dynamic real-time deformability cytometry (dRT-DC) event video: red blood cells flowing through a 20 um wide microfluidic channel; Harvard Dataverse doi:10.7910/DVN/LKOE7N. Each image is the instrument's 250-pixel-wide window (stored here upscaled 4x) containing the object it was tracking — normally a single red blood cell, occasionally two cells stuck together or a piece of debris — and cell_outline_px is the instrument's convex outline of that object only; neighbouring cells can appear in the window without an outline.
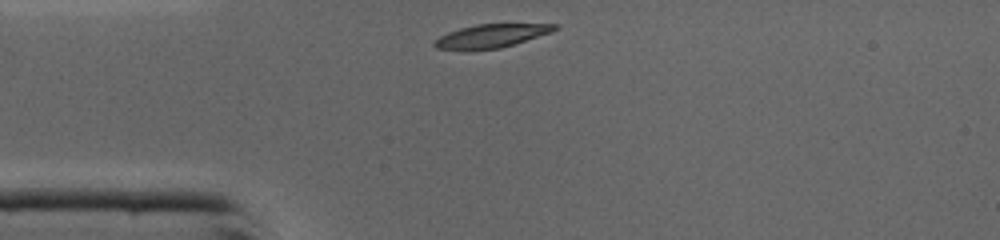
{"species": "common noctule bat (a hibernating species)", "species_latin": "Nyctalus noctula", "temperature_condition": "cold", "stored_images_in_passage": 26, "camera_frame_rate_fps": 3000, "um_per_image_px": 0.085, "animal": {"sex": "male", "body_mass_g": 19.0, "forearm_length_mm": 50.8}, "frame": {"image": 1, "passage_image": 1, "time_ms": 0.0, "image_size_px": [1000, 240], "cell_outline_px": [[560, 28], [552, 32], [500, 48], [436, 48], [432, 44], [440, 36], [448, 32], [460, 28], [476, 24], [560, 24]], "centroid_in_image_um": [41.84, 3.01], "position_along_channel_um": 43.2, "area_um2": 15.84}}
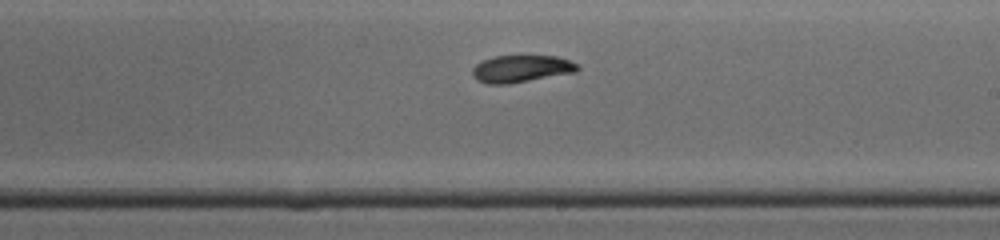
{"frame": {"image": 2, "passage_image": 16, "time_ms": 5.0, "image_size_px": [1000, 240], "cell_outline_px": [[580, 68], [576, 72], [508, 84], [488, 84], [476, 80], [472, 76], [472, 68], [476, 64], [492, 56], [556, 56], [568, 60], [576, 64]], "centroid_in_image_um": [44.27, 5.85], "position_along_channel_um": 244.7, "area_um2": 16.59}}
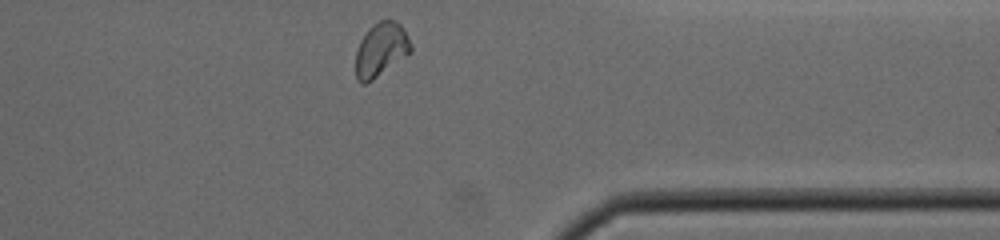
{"frame": {"image": 3, "passage_image": 26, "time_ms": 8.333, "image_size_px": [1000, 240], "cell_outline_px": [[412, 52], [372, 80], [364, 84], [360, 84], [356, 80], [356, 52], [360, 40], [368, 28], [372, 24], [380, 20], [396, 20], [400, 24], [408, 36], [412, 44]], "centroid_in_image_um": [32.38, 4.21], "position_along_channel_um": 379.0, "area_um2": 17.46}, "authors_computed_cell_mechanics": {"area_um2": 17.1955, "velocity_mm_per_s": 4.3493, "shape_relaxation_time_tau1_ms": 1.6422, "shape_relaxation_time_tau2_ms": 3.2845, "deformation_change_tau1": 0.143, "deformation_change_tau2": 0.0708}}